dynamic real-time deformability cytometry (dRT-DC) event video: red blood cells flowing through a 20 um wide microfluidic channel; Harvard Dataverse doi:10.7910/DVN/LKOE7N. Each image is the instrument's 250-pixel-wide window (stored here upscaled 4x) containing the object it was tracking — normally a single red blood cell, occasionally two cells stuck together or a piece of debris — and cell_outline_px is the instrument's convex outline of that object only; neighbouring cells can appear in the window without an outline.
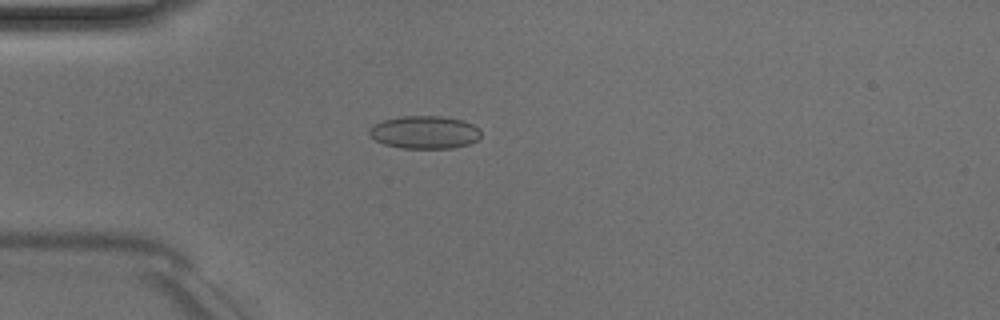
{"species": "Egyptian fruit bat (a non-hibernating species)", "species_latin": "Rousettus aegyptiacus", "temperature_condition": "room temperature", "stored_images_in_passage": 3, "camera_frame_rate_fps": 3000, "um_per_image_px": 0.085, "animal": {"sex": "male"}, "frame": {"image": 1, "passage_image": 3, "time_ms": 2.333, "image_size_px": [1000, 320], "cell_outline_px": [[480, 136], [476, 140], [468, 144], [452, 148], [400, 148], [384, 144], [376, 140], [368, 132], [368, 128], [372, 124], [384, 120], [404, 116], [440, 116], [464, 120], [480, 128]], "centroid_in_image_um": [36.08, 11.24], "position_along_channel_um": 48.9, "area_um2": 21.39}}